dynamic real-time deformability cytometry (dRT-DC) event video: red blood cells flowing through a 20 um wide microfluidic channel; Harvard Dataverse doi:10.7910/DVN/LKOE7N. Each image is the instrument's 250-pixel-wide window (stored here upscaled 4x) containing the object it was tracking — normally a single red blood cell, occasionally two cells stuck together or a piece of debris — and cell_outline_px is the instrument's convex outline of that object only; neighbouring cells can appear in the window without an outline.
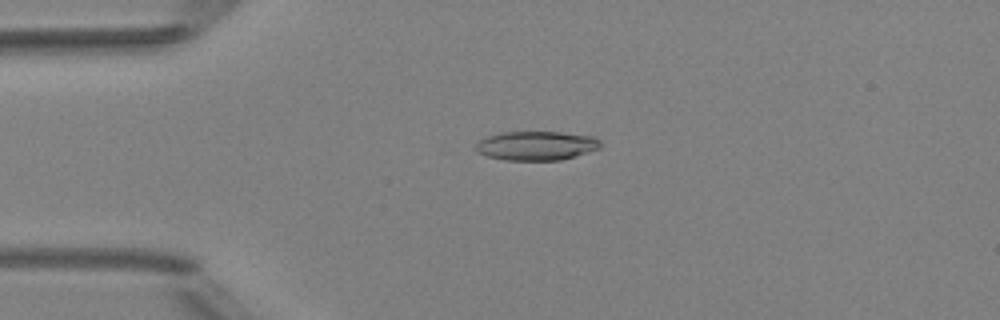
{"species": "Egyptian fruit bat (a non-hibernating species)", "species_latin": "Rousettus aegyptiacus", "temperature_condition": "room temperature", "stored_images_in_passage": 3, "camera_frame_rate_fps": 3000, "um_per_image_px": 0.085, "animal": {"sex": "female"}, "frame": {"image": 1, "passage_image": 2, "time_ms": 1.333, "image_size_px": [1000, 320], "cell_outline_px": [[600, 148], [576, 156], [560, 160], [504, 160], [488, 156], [476, 152], [476, 144], [484, 136], [500, 132], [560, 132], [592, 136], [600, 140]], "centroid_in_image_um": [45.56, 12.38], "position_along_channel_um": 39.4, "area_um2": 21.21}}